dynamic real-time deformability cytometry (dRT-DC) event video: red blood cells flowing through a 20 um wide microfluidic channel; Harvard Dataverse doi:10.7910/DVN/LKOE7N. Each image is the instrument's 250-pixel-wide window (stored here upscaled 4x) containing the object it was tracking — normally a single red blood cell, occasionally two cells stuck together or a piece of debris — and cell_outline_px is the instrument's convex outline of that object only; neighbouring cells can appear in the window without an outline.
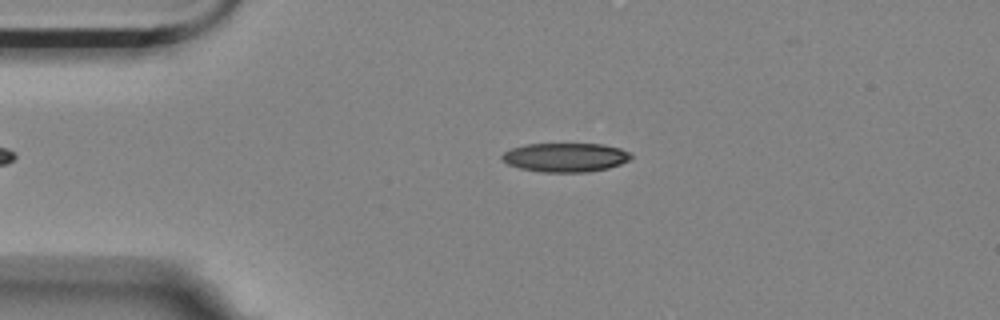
{"species": "Egyptian fruit bat (a non-hibernating species)", "species_latin": "Rousettus aegyptiacus", "temperature_condition": "room temperature", "stored_images_in_passage": 3, "camera_frame_rate_fps": 3000, "um_per_image_px": 0.085, "animal": {"sex": "female"}, "frame": {"image": 1, "passage_image": 1, "time_ms": 0.0, "image_size_px": [1000, 320], "cell_outline_px": [[632, 160], [608, 168], [588, 172], [540, 172], [520, 168], [508, 164], [500, 156], [504, 152], [512, 148], [528, 144], [604, 144], [620, 148], [628, 152], [632, 156]], "centroid_in_image_um": [48.09, 13.38], "position_along_channel_um": 36.9, "area_um2": 21.79}}
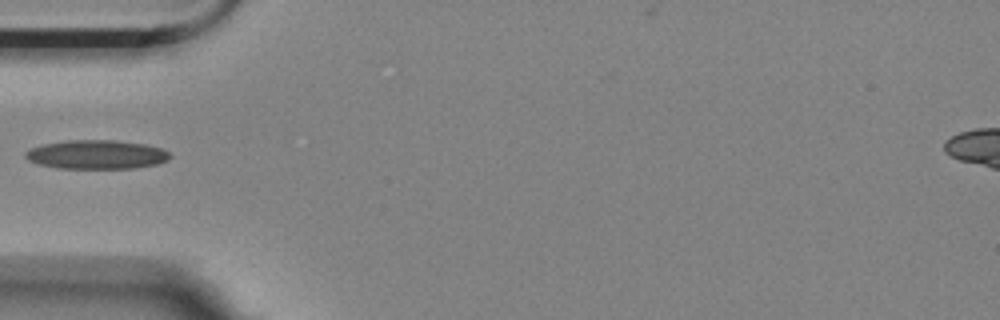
{"frame": {"image": 2, "passage_image": 2, "time_ms": 0.333, "image_size_px": [1000, 320], "cell_outline_px": [[172, 156], [168, 160], [156, 164], [136, 168], [60, 168], [40, 164], [28, 160], [24, 156], [24, 152], [32, 148], [44, 144], [68, 140], [116, 140], [144, 144], [160, 148], [168, 152]], "centroid_in_image_um": [8.22, 13.13], "position_along_channel_um": 76.8, "area_um2": 24.22}}
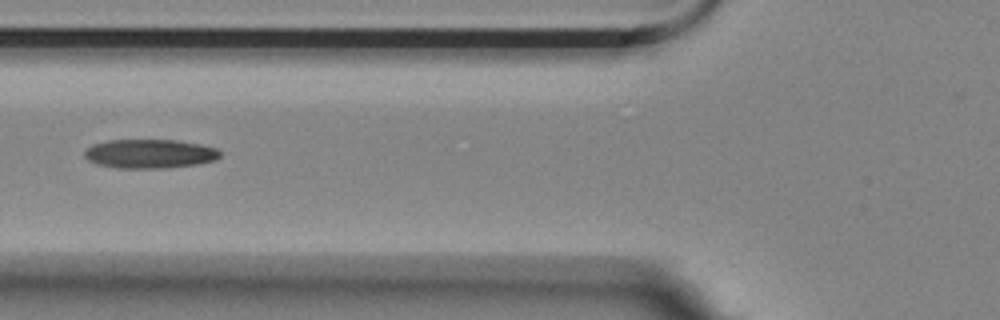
{"frame": {"image": 3, "passage_image": 3, "time_ms": 0.667, "image_size_px": [1000, 320], "cell_outline_px": [[220, 156], [216, 160], [196, 164], [164, 168], [116, 168], [96, 164], [88, 160], [84, 156], [84, 152], [92, 144], [108, 140], [176, 140], [200, 144], [216, 148], [220, 152]], "centroid_in_image_um": [12.71, 13.07], "position_along_channel_um": 113.1, "area_um2": 22.95}}